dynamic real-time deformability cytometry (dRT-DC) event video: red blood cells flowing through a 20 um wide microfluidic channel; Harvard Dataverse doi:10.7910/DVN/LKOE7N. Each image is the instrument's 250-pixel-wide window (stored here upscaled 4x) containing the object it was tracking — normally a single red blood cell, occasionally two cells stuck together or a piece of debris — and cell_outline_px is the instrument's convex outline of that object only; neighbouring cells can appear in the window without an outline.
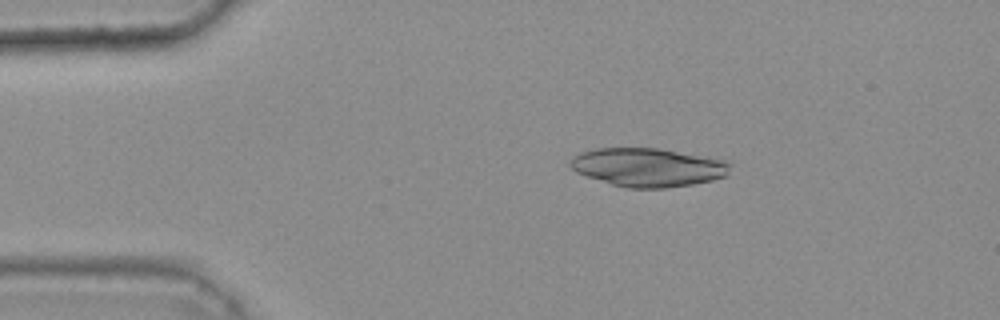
{"species": "common noctule bat (a hibernating species)", "species_latin": "Nyctalus noctula", "temperature_condition": "warm", "stored_images_in_passage": 37, "camera_frame_rate_fps": 3000, "um_per_image_px": 0.085, "animal": {"sex": "female", "body_mass_g": 25.1}, "frame": {"image": 1, "passage_image": 1, "time_ms": 0.0, "image_size_px": [1000, 320], "cell_outline_px": [[732, 164], [728, 172], [724, 176], [712, 180], [692, 184], [664, 188], [628, 188], [612, 184], [576, 172], [568, 164], [568, 160], [572, 156], [580, 152], [596, 148], [656, 148], [724, 160]], "centroid_in_image_um": [55.03, 14.22], "position_along_channel_um": 30.0, "area_um2": 35.66}}